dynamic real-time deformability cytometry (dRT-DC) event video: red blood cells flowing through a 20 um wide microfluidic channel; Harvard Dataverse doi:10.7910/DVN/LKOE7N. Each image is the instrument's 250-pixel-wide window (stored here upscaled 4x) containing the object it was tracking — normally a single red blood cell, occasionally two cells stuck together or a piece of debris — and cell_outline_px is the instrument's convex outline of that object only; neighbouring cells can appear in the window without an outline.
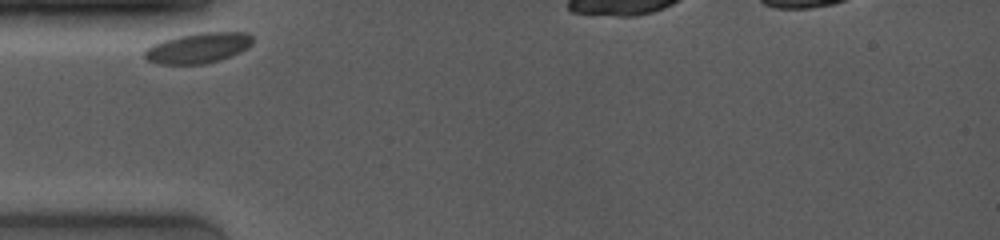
{"species": "common noctule bat (a hibernating species)", "species_latin": "Nyctalus noctula", "temperature_condition": "room temperature", "stored_images_in_passage": 15, "camera_frame_rate_fps": 4000, "um_per_image_px": 0.085, "animal": {"sex": "female", "body_mass_g": 19.0, "forearm_length_mm": 53.3}, "frame": {"image": 1, "passage_image": 1, "time_ms": 0.0, "image_size_px": [1000, 240], "cell_outline_px": [[252, 44], [248, 48], [232, 56], [220, 60], [204, 64], [156, 64], [148, 60], [144, 56], [144, 52], [152, 44], [164, 40], [180, 36], [200, 32], [248, 32], [252, 36]], "centroid_in_image_um": [16.87, 4.08], "position_along_channel_um": 68.1, "area_um2": 19.19}}
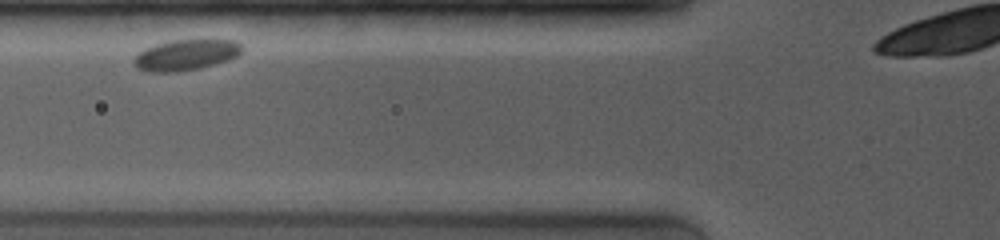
{"frame": {"image": 2, "passage_image": 3, "time_ms": 1.25, "image_size_px": [1000, 240], "cell_outline_px": [[240, 52], [236, 56], [228, 60], [200, 68], [176, 72], [148, 72], [136, 68], [132, 64], [132, 60], [140, 52], [156, 44], [172, 40], [200, 36], [208, 36], [236, 40], [240, 44]], "centroid_in_image_um": [15.83, 4.61], "position_along_channel_um": 110.0, "area_um2": 20.23}}